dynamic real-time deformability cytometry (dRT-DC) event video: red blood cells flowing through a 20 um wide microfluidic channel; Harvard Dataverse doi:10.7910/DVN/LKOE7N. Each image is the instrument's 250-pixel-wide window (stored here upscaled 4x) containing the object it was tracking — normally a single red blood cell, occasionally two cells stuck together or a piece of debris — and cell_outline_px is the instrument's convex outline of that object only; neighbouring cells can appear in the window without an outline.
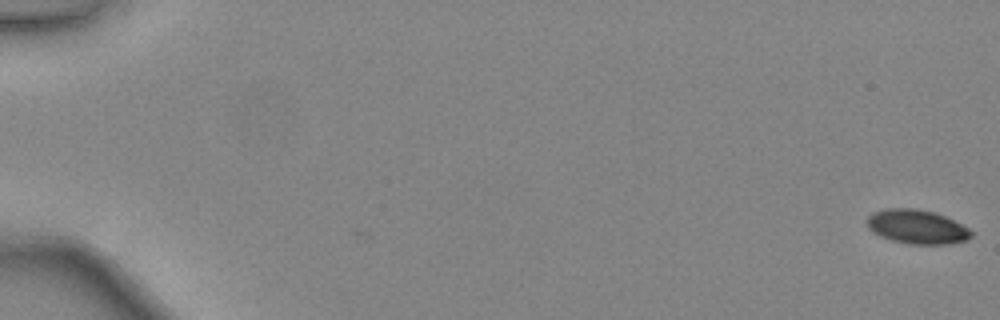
{"species": "common noctule bat (a hibernating species)", "species_latin": "Nyctalus noctula", "temperature_condition": "warm", "stored_images_in_passage": 49, "camera_frame_rate_fps": 3000, "um_per_image_px": 0.085, "animal": {"sex": "female", "body_mass_g": 24.6, "forearm_length_mm": 56.2}, "frame": {"image": 1, "passage_image": 1, "time_ms": 0.0, "image_size_px": [1000, 320], "cell_outline_px": [[972, 236], [968, 240], [948, 244], [912, 244], [892, 240], [880, 236], [872, 232], [868, 228], [868, 216], [872, 212], [888, 208], [912, 208], [932, 212], [944, 216], [968, 228], [972, 232]], "centroid_in_image_um": [77.92, 19.28], "position_along_channel_um": 7.1, "area_um2": 20.52}}
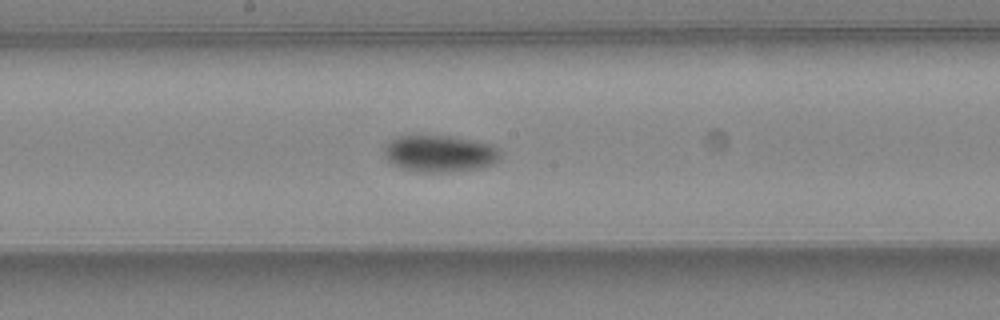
{"frame": {"image": 2, "passage_image": 28, "time_ms": 9.0, "image_size_px": [1000, 320], "cell_outline_px": [[500, 160], [492, 164], [480, 168], [448, 172], [416, 172], [400, 168], [392, 164], [384, 156], [384, 144], [388, 140], [396, 136], [408, 132], [412, 132], [452, 136], [492, 144], [500, 148]], "centroid_in_image_um": [37.3, 13.0], "position_along_channel_um": 210.9, "area_um2": 26.18}}
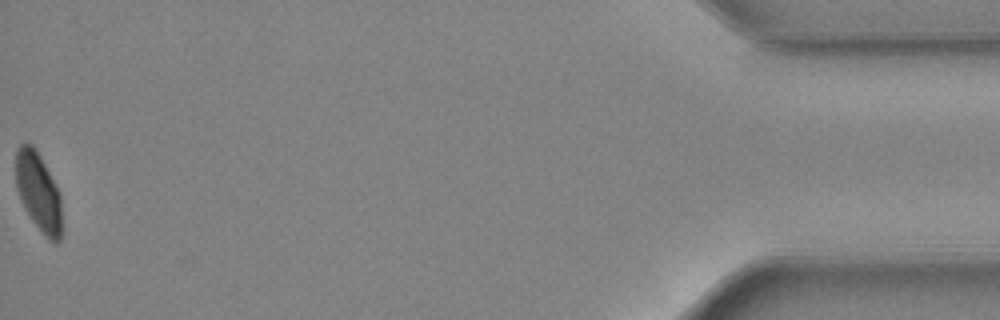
{"frame": {"image": 3, "passage_image": 49, "time_ms": 16.0, "image_size_px": [1000, 320], "cell_outline_px": [[60, 240], [56, 244], [48, 240], [32, 220], [16, 188], [16, 148], [24, 140], [32, 144], [40, 156], [60, 196]], "centroid_in_image_um": [3.23, 16.27], "position_along_channel_um": 432.0, "area_um2": 20.52}, "authors_computed_cell_mechanics": {"area_um2": 22.253, "velocity_mm_per_s": 4.4329, "shape_relaxation_time_tau1_ms": 3.0803, "shape_relaxation_time_tau2_ms": null, "deformation_change_tau1": 0.1042, "deformation_change_tau2": null}}